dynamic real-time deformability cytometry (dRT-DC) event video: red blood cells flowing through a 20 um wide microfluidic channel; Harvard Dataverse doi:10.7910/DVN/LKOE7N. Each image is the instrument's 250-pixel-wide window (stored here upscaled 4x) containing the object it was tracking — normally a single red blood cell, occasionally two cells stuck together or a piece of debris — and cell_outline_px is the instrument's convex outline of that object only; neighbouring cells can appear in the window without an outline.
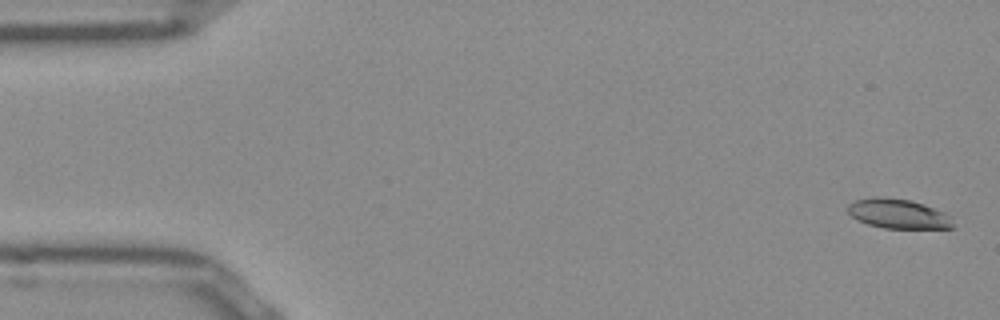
{"species": "Egyptian fruit bat (a non-hibernating species)", "species_latin": "Rousettus aegyptiacus", "temperature_condition": "room temperature", "stored_images_in_passage": 52, "camera_frame_rate_fps": 3000, "um_per_image_px": 0.085, "frame": {"image": 1, "passage_image": 2, "time_ms": 0.333, "image_size_px": [1000, 320], "cell_outline_px": [[956, 228], [884, 228], [868, 224], [852, 216], [848, 212], [848, 204], [856, 200], [872, 196], [884, 196], [908, 200], [924, 204], [944, 212], [952, 216]], "centroid_in_image_um": [76.39, 18.16], "position_along_channel_um": 8.6, "area_um2": 18.26}}
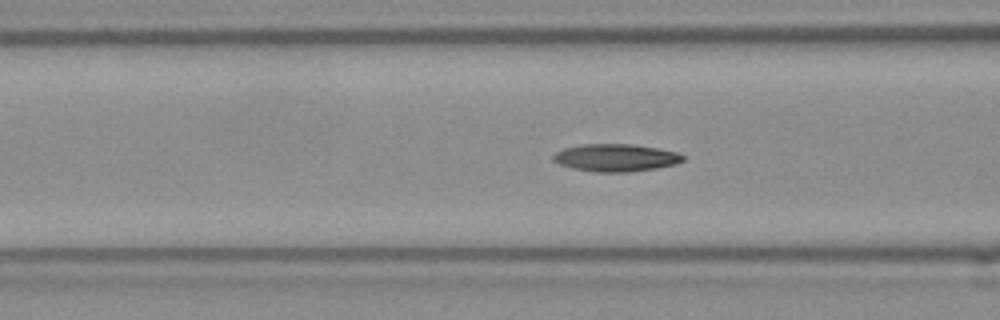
{"frame": {"image": 2, "passage_image": 20, "time_ms": 6.333, "image_size_px": [1000, 320], "cell_outline_px": [[684, 160], [676, 164], [656, 168], [628, 172], [596, 172], [572, 168], [560, 164], [552, 160], [552, 156], [556, 152], [564, 148], [584, 144], [628, 144], [656, 148], [676, 152], [684, 156]], "centroid_in_image_um": [52.32, 13.41], "position_along_channel_um": 114.3, "area_um2": 20.63}}
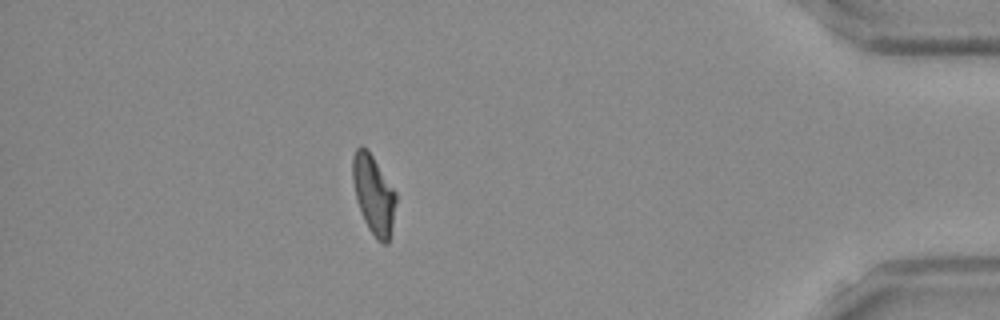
{"frame": {"image": 3, "passage_image": 46, "time_ms": 15.0, "image_size_px": [1000, 320], "cell_outline_px": [[396, 200], [392, 224], [388, 244], [384, 244], [376, 240], [368, 228], [364, 220], [356, 200], [352, 180], [352, 156], [356, 148], [360, 144], [372, 156], [396, 192]], "centroid_in_image_um": [31.73, 16.55], "position_along_channel_um": 403.5, "area_um2": 19.77}, "authors_computed_cell_mechanics": {"area_um2": 19.7676, "velocity_mm_per_s": 3.91, "shape_relaxation_time_tau1_ms": 6.0761, "shape_relaxation_time_tau2_ms": 3.9495, "deformation_change_tau1": 0.1893, "deformation_change_tau2": 0.1105}}